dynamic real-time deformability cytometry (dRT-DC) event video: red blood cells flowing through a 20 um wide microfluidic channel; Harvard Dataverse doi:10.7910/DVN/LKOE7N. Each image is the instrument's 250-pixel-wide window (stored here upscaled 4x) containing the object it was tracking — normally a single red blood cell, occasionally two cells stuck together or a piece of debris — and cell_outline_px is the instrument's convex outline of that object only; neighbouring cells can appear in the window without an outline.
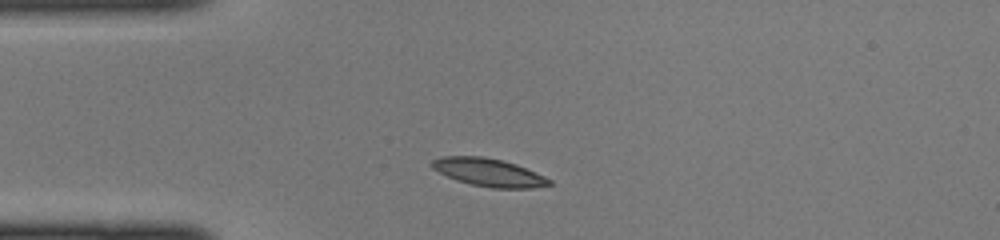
{"species": "common noctule bat (a hibernating species)", "species_latin": "Nyctalus noctula", "temperature_condition": "cold", "stored_images_in_passage": 35, "camera_frame_rate_fps": 3000, "um_per_image_px": 0.085, "animal": {"sex": "female", "body_mass_g": 22.0, "forearm_length_mm": 56.7}, "frame": {"image": 1, "passage_image": 1, "time_ms": 0.0, "image_size_px": [1000, 240], "cell_outline_px": [[552, 184], [532, 188], [492, 188], [472, 184], [456, 180], [432, 168], [432, 160], [440, 156], [480, 156], [500, 160], [516, 164], [544, 176], [552, 180]], "centroid_in_image_um": [41.55, 14.65], "position_along_channel_um": 43.5, "area_um2": 18.84}}
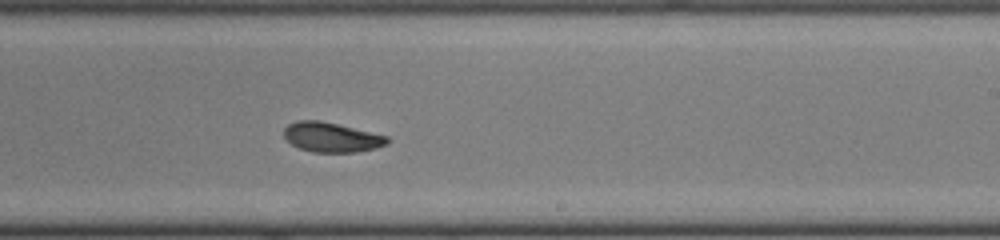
{"frame": {"image": 2, "passage_image": 17, "time_ms": 5.333, "image_size_px": [1000, 240], "cell_outline_px": [[388, 144], [376, 148], [356, 152], [312, 152], [300, 148], [292, 144], [284, 136], [284, 128], [288, 124], [296, 120], [320, 120], [388, 136]], "centroid_in_image_um": [28.17, 11.66], "position_along_channel_um": 260.8, "area_um2": 17.8}}
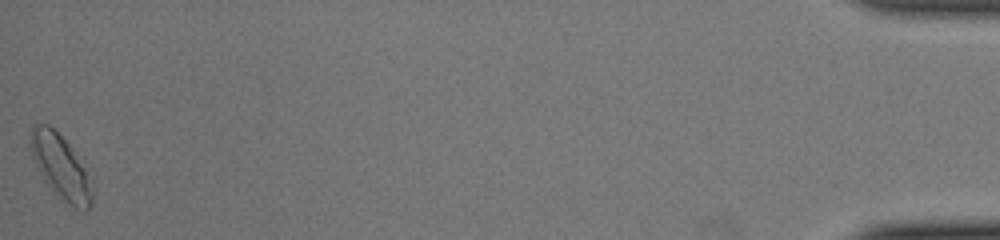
{"frame": {"image": 3, "passage_image": 35, "time_ms": 11.333, "image_size_px": [1000, 240], "cell_outline_px": [[92, 204], [88, 212], [84, 212], [72, 208], [60, 200], [56, 196], [44, 180], [32, 156], [28, 144], [28, 140], [32, 124], [48, 124], [72, 148], [92, 188]], "centroid_in_image_um": [5.11, 14.24], "position_along_channel_um": 430.1, "area_um2": 22.95}}